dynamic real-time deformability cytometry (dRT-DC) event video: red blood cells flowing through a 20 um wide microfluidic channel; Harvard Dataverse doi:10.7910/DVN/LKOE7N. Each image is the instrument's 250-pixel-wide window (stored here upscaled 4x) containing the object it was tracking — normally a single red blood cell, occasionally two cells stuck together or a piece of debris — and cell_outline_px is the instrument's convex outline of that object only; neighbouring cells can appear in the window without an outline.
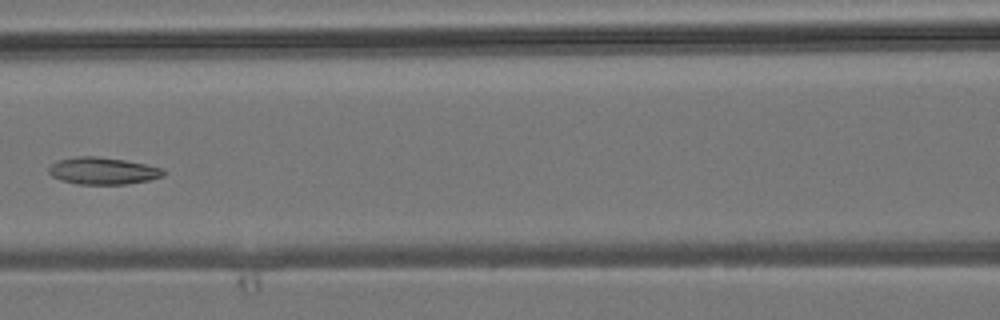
{"species": "common noctule bat (a hibernating species)", "species_latin": "Nyctalus noctula", "temperature_condition": "room temperature", "stored_images_in_passage": 8, "camera_frame_rate_fps": 3000, "um_per_image_px": 0.085, "animal": {"sex": "male", "body_mass_g": 19.2, "forearm_length_mm": 51.8}, "frame": {"image": 1, "passage_image": 6, "time_ms": 6.0, "image_size_px": [1000, 320], "cell_outline_px": [[164, 176], [148, 180], [128, 184], [76, 184], [60, 180], [52, 176], [48, 172], [48, 168], [56, 160], [76, 156], [96, 156], [124, 160], [164, 168]], "centroid_in_image_um": [8.71, 14.52], "position_along_channel_um": 157.9, "area_um2": 18.15}}
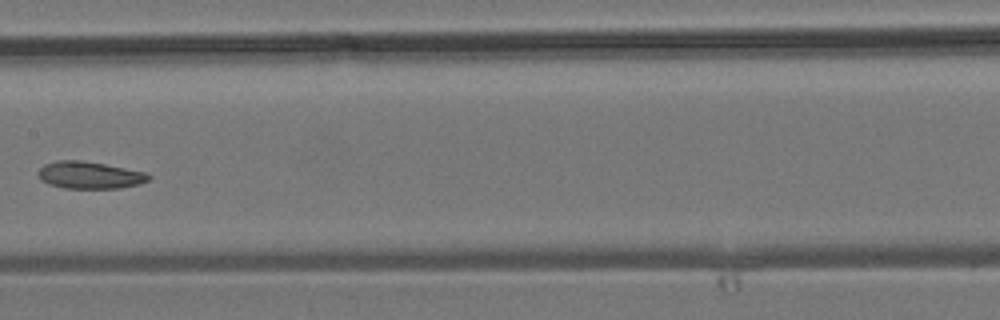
{"frame": {"image": 2, "passage_image": 7, "time_ms": 7.0, "image_size_px": [1000, 320], "cell_outline_px": [[152, 176], [148, 180], [140, 184], [120, 188], [64, 188], [48, 184], [40, 180], [36, 172], [44, 164], [56, 160], [80, 160], [104, 164], [148, 172]], "centroid_in_image_um": [7.61, 14.88], "position_along_channel_um": 199.8, "area_um2": 17.69}}
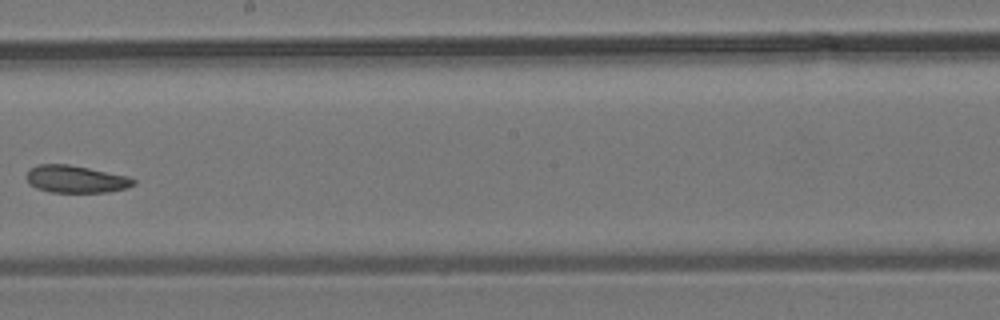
{"frame": {"image": 3, "passage_image": 8, "time_ms": 8.0, "image_size_px": [1000, 320], "cell_outline_px": [[136, 184], [128, 188], [108, 192], [52, 192], [36, 188], [28, 184], [24, 176], [32, 168], [40, 164], [68, 164], [128, 176], [136, 180]], "centroid_in_image_um": [6.45, 15.23], "position_along_channel_um": 241.8, "area_um2": 17.11}}